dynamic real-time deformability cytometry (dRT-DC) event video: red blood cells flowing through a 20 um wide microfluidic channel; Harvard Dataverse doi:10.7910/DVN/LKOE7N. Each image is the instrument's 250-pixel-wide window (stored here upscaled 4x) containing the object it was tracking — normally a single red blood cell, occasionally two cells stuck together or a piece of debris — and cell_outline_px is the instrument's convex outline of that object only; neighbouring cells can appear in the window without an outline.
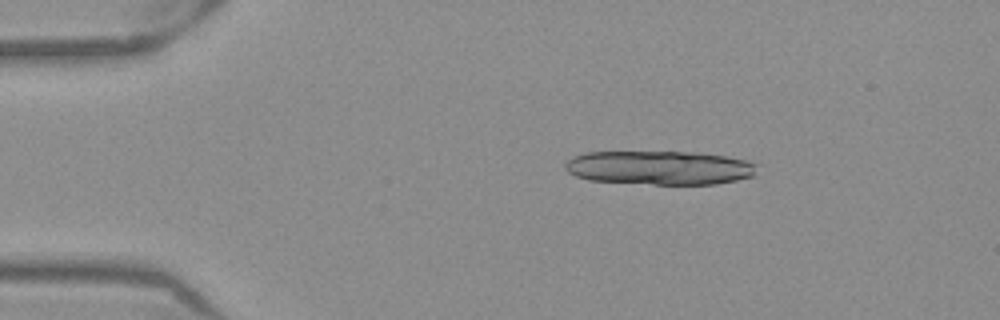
{"species": "Egyptian fruit bat (a non-hibernating species)", "species_latin": "Rousettus aegyptiacus", "temperature_condition": "warm", "stored_images_in_passage": 8, "segment_of_instrument_passage": [2, 3], "camera_frame_rate_fps": 3000, "um_per_image_px": 0.085, "frame": {"image": 1, "passage_image": 6, "time_ms": 1.667, "image_size_px": [1000, 320], "cell_outline_px": [[740, 176], [728, 180], [700, 184], [668, 184], [608, 180], [608, 152], [636, 152], [732, 160]], "centroid_in_image_um": [56.82, 14.34], "position_along_channel_um": 28.2, "area_um2": 25.03}}